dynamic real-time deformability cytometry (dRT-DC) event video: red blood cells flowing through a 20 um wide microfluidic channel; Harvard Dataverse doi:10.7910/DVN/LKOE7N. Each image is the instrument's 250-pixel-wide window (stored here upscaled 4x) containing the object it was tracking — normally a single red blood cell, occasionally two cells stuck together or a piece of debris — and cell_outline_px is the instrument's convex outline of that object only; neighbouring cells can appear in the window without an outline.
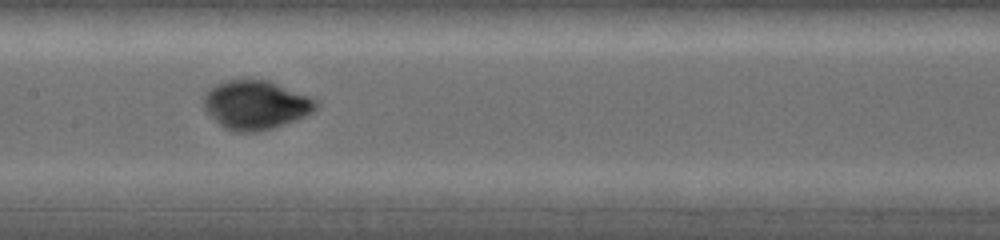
{"species": "common noctule bat (a hibernating species)", "species_latin": "Nyctalus noctula", "temperature_condition": "warm", "stored_images_in_passage": 10, "camera_frame_rate_fps": 5000, "um_per_image_px": 0.085, "animal": {"sex": "female", "body_mass_g": 19.0, "forearm_length_mm": 53.3}, "frame": {"image": 1, "passage_image": 5, "time_ms": 3.8, "image_size_px": [1000, 240], "cell_outline_px": [[320, 104], [312, 112], [304, 116], [272, 128], [252, 132], [232, 132], [224, 128], [204, 108], [204, 96], [216, 84], [228, 80], [268, 80], [308, 96], [316, 100]], "centroid_in_image_um": [21.74, 8.92], "position_along_channel_um": 185.7, "area_um2": 31.39}}
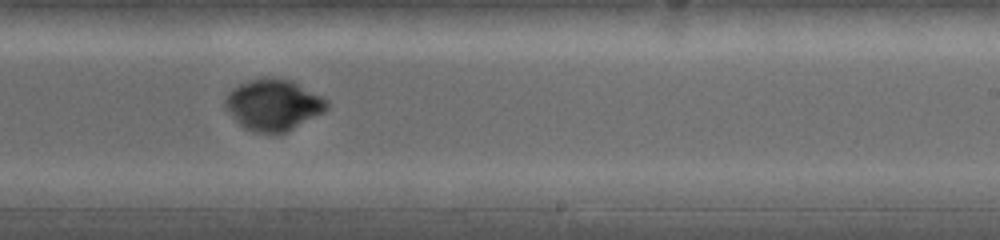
{"frame": {"image": 2, "passage_image": 7, "time_ms": 5.8, "image_size_px": [1000, 240], "cell_outline_px": [[328, 108], [324, 112], [284, 132], [252, 132], [244, 128], [228, 112], [224, 104], [224, 100], [228, 92], [232, 88], [248, 80], [292, 80], [328, 100]], "centroid_in_image_um": [23.21, 8.93], "position_along_channel_um": 265.8, "area_um2": 29.54}}
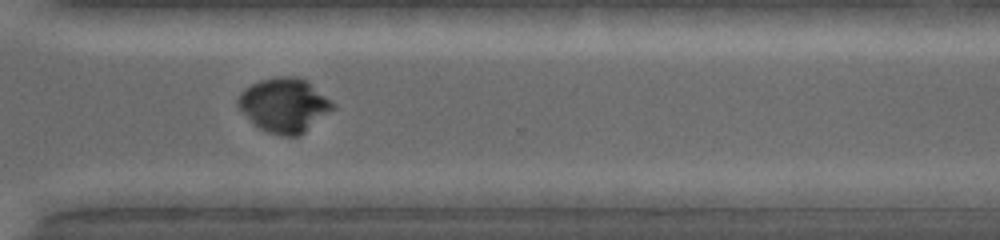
{"frame": {"image": 3, "passage_image": 9, "time_ms": 7.8, "image_size_px": [1000, 240], "cell_outline_px": [[336, 108], [300, 136], [284, 136], [268, 132], [260, 128], [236, 104], [236, 100], [240, 92], [244, 88], [260, 80], [276, 76], [296, 76], [308, 80], [332, 100], [336, 104]], "centroid_in_image_um": [24.22, 8.91], "position_along_channel_um": 346.4, "area_um2": 30.17}}